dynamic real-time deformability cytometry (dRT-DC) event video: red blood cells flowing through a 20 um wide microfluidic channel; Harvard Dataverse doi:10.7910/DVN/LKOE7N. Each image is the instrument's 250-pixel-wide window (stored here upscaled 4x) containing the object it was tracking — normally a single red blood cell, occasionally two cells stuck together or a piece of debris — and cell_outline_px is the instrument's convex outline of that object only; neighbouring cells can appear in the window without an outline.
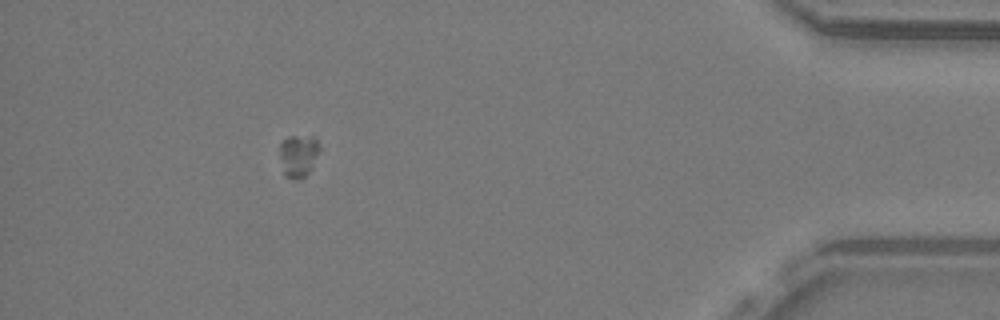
{"species": "common noctule bat (a hibernating species)", "species_latin": "Nyctalus noctula", "temperature_condition": "warm", "stored_images_in_passage": 42, "camera_frame_rate_fps": 3000, "um_per_image_px": 0.085, "animal": {"sex": "male", "body_mass_g": 19.2, "forearm_length_mm": 51.8}, "frame": {"image": 1, "passage_image": 37, "time_ms": 12.0, "image_size_px": [1000, 320], "cell_outline_px": [[320, 148], [312, 168], [300, 180], [292, 180], [284, 176], [280, 156], [280, 144], [288, 136], [316, 136]], "centroid_in_image_um": [25.37, 13.24], "position_along_channel_um": 409.8, "area_um2": 10.0}}